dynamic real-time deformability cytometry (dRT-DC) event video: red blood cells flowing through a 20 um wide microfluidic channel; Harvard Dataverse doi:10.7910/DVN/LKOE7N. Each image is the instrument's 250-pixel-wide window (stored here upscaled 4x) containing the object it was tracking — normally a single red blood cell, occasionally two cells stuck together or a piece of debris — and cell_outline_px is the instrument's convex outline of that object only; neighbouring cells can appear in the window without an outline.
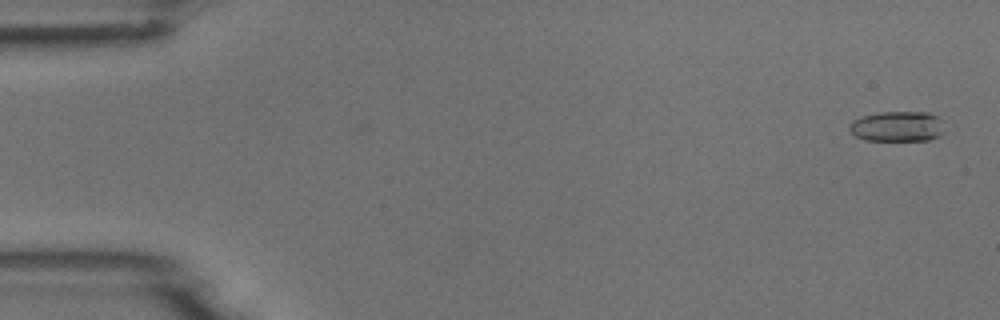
{"species": "common noctule bat (a hibernating species)", "species_latin": "Nyctalus noctula", "temperature_condition": "room temperature", "stored_images_in_passage": 5, "camera_frame_rate_fps": 3000, "um_per_image_px": 0.085, "animal": {"sex": "male", "body_mass_g": 18.8}, "frame": {"image": 1, "passage_image": 1, "time_ms": 0.0, "image_size_px": [1000, 320], "cell_outline_px": [[944, 132], [940, 136], [928, 140], [864, 140], [856, 136], [848, 128], [848, 124], [852, 120], [864, 116], [880, 112], [928, 112], [936, 116], [940, 120]], "centroid_in_image_um": [76.26, 10.75], "position_along_channel_um": 8.7, "area_um2": 16.76}}
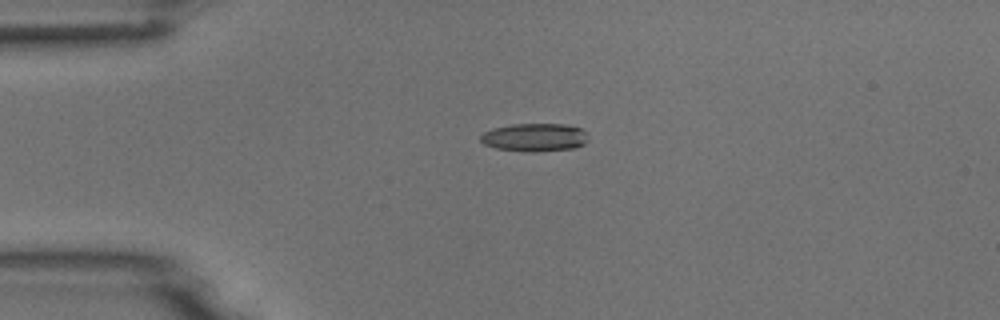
{"frame": {"image": 2, "passage_image": 4, "time_ms": 1.0, "image_size_px": [1000, 320], "cell_outline_px": [[588, 140], [584, 144], [576, 148], [532, 152], [496, 148], [484, 144], [480, 140], [480, 136], [484, 132], [492, 128], [512, 124], [564, 124], [580, 128], [588, 132]], "centroid_in_image_um": [45.48, 11.67], "position_along_channel_um": 39.5, "area_um2": 17.74}}